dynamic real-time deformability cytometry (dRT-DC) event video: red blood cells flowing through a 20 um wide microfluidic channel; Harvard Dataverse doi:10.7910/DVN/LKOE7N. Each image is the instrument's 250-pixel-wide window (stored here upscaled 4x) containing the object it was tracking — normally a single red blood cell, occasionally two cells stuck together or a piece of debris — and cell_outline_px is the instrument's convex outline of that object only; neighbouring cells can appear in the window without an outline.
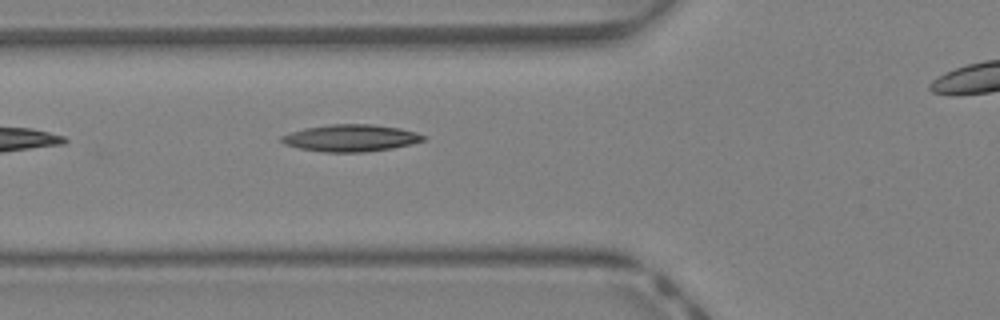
{"species": "Egyptian fruit bat (a non-hibernating species)", "species_latin": "Rousettus aegyptiacus", "temperature_condition": "warm", "stored_images_in_passage": 6, "camera_frame_rate_fps": 3000, "um_per_image_px": 0.085, "animal": {"sex": "female"}, "frame": {"image": 1, "passage_image": 3, "time_ms": 0.667, "image_size_px": [1000, 320], "cell_outline_px": [[428, 136], [424, 140], [412, 144], [392, 148], [364, 152], [324, 152], [300, 148], [284, 144], [280, 140], [280, 136], [304, 128], [332, 124], [372, 124], [400, 128], [416, 132]], "centroid_in_image_um": [29.84, 11.73], "position_along_channel_um": 96.0, "area_um2": 22.31}}